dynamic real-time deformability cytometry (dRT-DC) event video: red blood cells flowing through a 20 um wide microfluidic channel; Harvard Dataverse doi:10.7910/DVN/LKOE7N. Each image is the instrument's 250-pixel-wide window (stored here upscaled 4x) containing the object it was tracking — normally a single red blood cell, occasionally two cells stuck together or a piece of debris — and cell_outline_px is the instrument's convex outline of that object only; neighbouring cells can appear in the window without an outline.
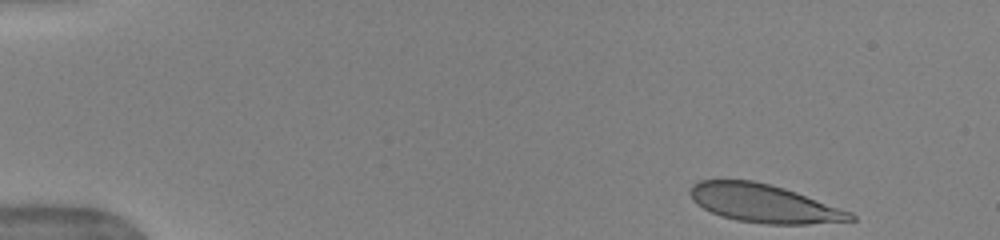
{"species": "human", "species_latin": "Homo sapiens", "temperature_condition": "warm", "stored_images_in_passage": 42, "camera_frame_rate_fps": 3000, "um_per_image_px": 0.085, "donor": {"sex": "female"}, "frame": {"image": 1, "passage_image": 1, "time_ms": 0.0, "image_size_px": [1000, 240], "cell_outline_px": [[856, 220], [808, 224], [768, 224], [736, 220], [720, 216], [696, 204], [692, 200], [688, 192], [692, 184], [700, 180], [752, 180], [784, 188], [796, 192], [852, 212], [856, 216]], "centroid_in_image_um": [64.91, 17.29], "position_along_channel_um": 20.1, "area_um2": 35.66}}
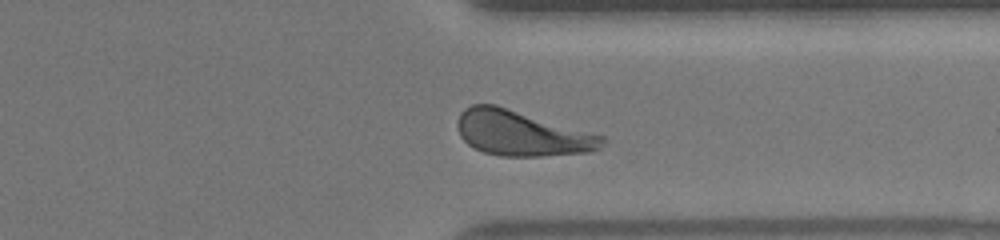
{"frame": {"image": 2, "passage_image": 36, "time_ms": 11.667, "image_size_px": [1000, 240], "cell_outline_px": [[608, 140], [600, 148], [588, 152], [540, 156], [500, 156], [484, 152], [472, 148], [460, 136], [456, 124], [456, 120], [460, 112], [464, 108], [472, 104], [496, 104], [604, 136]], "centroid_in_image_um": [44.31, 11.32], "position_along_channel_um": 367.1, "area_um2": 38.38}}
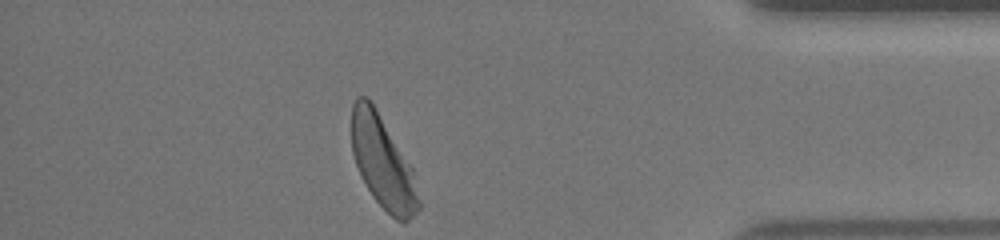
{"frame": {"image": 3, "passage_image": 41, "time_ms": 13.333, "image_size_px": [1000, 240], "cell_outline_px": [[420, 208], [404, 224], [396, 220], [372, 196], [356, 164], [352, 152], [352, 104], [356, 96], [364, 96], [376, 108], [412, 168], [420, 200]], "centroid_in_image_um": [32.54, 13.81], "position_along_channel_um": 402.7, "area_um2": 35.43}, "authors_computed_cell_mechanics": {"area_um2": 37.6278, "velocity_mm_per_s": 3.942, "shape_relaxation_time_tau1_ms": 3.3321, "shape_relaxation_time_tau2_ms": null, "deformation_change_tau1": 0.1776, "deformation_change_tau2": null}}